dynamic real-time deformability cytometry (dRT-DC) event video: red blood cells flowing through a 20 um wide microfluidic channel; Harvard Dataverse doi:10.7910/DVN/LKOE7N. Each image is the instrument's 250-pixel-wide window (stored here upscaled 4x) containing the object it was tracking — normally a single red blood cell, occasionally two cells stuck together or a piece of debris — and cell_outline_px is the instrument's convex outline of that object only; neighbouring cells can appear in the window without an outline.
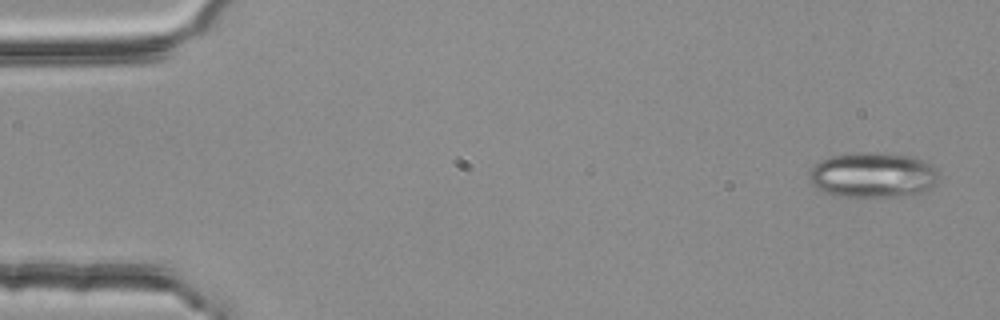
{"species": "common noctule bat (a hibernating species)", "species_latin": "Nyctalus noctula", "temperature_condition": "room temperature", "stored_images_in_passage": 5, "camera_frame_rate_fps": 3000, "um_per_image_px": 0.085, "animal": {"sex": "female", "body_mass_g": 25.1}, "frame": {"image": 1, "passage_image": 1, "time_ms": 0.0, "image_size_px": [1000, 320], "cell_outline_px": [[940, 176], [936, 184], [920, 192], [896, 196], [836, 196], [824, 192], [816, 188], [812, 184], [808, 176], [808, 172], [820, 160], [832, 156], [848, 152], [872, 152], [912, 156], [924, 160], [936, 168], [940, 172]], "centroid_in_image_um": [74.19, 14.85], "position_along_channel_um": 10.8, "area_um2": 34.33}}